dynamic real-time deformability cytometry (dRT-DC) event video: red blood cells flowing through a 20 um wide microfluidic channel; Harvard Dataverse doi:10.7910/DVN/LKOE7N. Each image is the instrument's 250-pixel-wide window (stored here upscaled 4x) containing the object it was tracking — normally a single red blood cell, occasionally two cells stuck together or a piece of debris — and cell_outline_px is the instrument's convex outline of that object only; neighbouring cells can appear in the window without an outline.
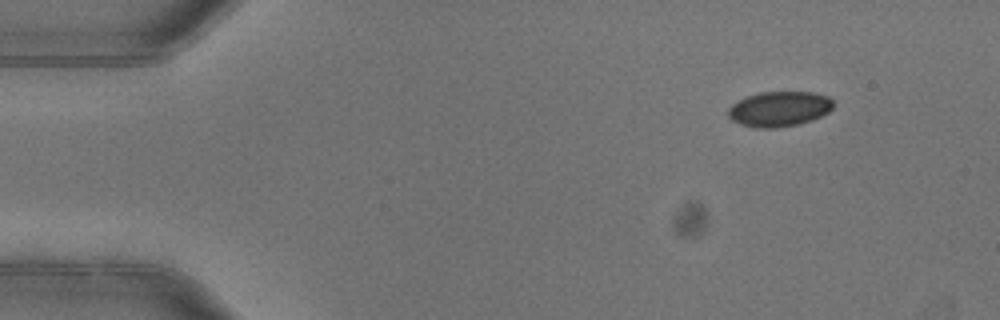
{"species": "common noctule bat (a hibernating species)", "species_latin": "Nyctalus noctula", "temperature_condition": "warm", "stored_images_in_passage": 2, "camera_frame_rate_fps": 3000, "um_per_image_px": 0.085, "animal": {"sex": "female"}, "frame": {"image": 1, "passage_image": 2, "time_ms": 0.333, "image_size_px": [1000, 320], "cell_outline_px": [[832, 108], [828, 112], [812, 120], [796, 124], [776, 128], [756, 128], [740, 124], [732, 120], [728, 116], [728, 108], [732, 104], [748, 96], [760, 92], [812, 92], [828, 96], [832, 100]], "centroid_in_image_um": [66.22, 9.26], "position_along_channel_um": 18.8, "area_um2": 21.39}}